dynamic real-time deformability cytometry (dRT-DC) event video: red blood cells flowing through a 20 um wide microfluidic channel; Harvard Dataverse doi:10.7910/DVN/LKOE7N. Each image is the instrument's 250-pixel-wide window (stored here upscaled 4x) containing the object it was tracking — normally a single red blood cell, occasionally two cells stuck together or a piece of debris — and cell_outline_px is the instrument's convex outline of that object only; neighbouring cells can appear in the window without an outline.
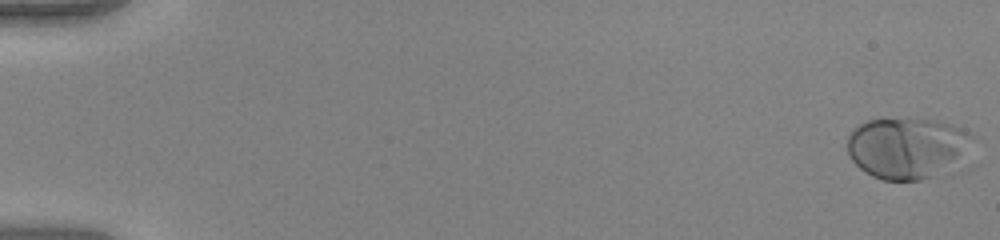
{"species": "human", "species_latin": "Homo sapiens", "temperature_condition": "warm", "stored_images_in_passage": 53, "camera_frame_rate_fps": 3000, "um_per_image_px": 0.085, "donor": {"sex": "female"}, "frame": {"image": 1, "passage_image": 1, "time_ms": 0.0, "image_size_px": [1000, 240], "cell_outline_px": [[980, 164], [968, 172], [920, 180], [884, 180], [872, 176], [864, 172], [848, 156], [848, 136], [860, 124], [868, 120], [908, 116], [940, 120], [964, 128], [976, 136]], "centroid_in_image_um": [77.56, 12.63], "position_along_channel_um": 7.4, "area_um2": 49.88}}
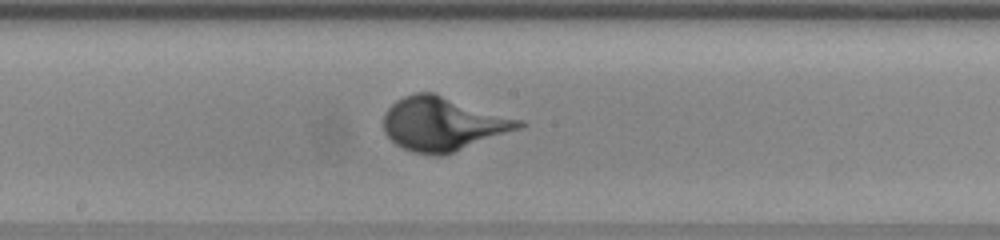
{"frame": {"image": 2, "passage_image": 30, "time_ms": 9.667, "image_size_px": [1000, 240], "cell_outline_px": [[528, 124], [520, 128], [444, 156], [436, 156], [412, 152], [396, 144], [384, 132], [384, 112], [396, 100], [404, 96], [416, 92], [432, 92], [524, 120]], "centroid_in_image_um": [37.66, 10.53], "position_along_channel_um": 210.5, "area_um2": 42.43}}
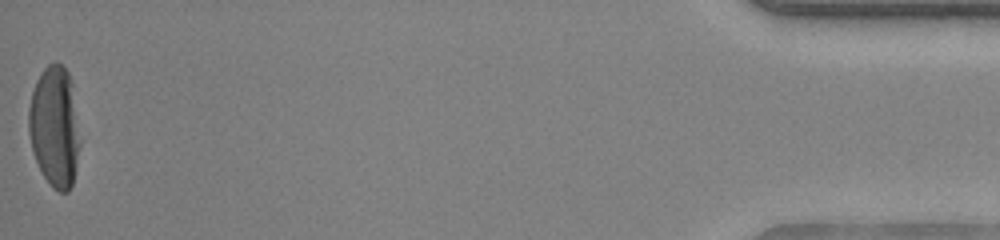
{"frame": {"image": 3, "passage_image": 53, "time_ms": 17.333, "image_size_px": [1000, 240], "cell_outline_px": [[80, 144], [76, 168], [72, 184], [68, 192], [60, 192], [52, 188], [44, 176], [36, 160], [32, 148], [28, 132], [28, 108], [32, 92], [36, 80], [40, 72], [48, 64], [56, 60], [68, 72], [72, 84]], "centroid_in_image_um": [4.63, 10.75], "position_along_channel_um": 430.6, "area_um2": 36.18}}